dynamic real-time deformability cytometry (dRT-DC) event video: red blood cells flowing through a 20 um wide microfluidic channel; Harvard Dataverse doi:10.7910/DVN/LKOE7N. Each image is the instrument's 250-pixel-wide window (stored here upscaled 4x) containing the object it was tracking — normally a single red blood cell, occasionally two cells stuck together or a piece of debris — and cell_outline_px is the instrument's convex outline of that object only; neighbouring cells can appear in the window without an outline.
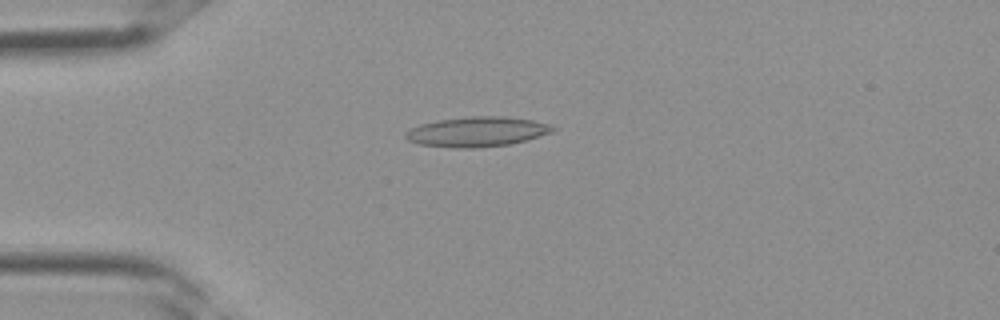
{"species": "Egyptian fruit bat (a non-hibernating species)", "species_latin": "Rousettus aegyptiacus", "temperature_condition": "room temperature", "stored_images_in_passage": 9, "camera_frame_rate_fps": 3000, "um_per_image_px": 0.085, "frame": {"image": 1, "passage_image": 3, "time_ms": 0.667, "image_size_px": [1000, 320], "cell_outline_px": [[556, 128], [552, 132], [524, 140], [508, 144], [476, 148], [456, 148], [420, 144], [408, 140], [404, 136], [404, 132], [420, 124], [436, 120], [472, 116], [504, 116], [532, 120], [548, 124]], "centroid_in_image_um": [40.51, 11.19], "position_along_channel_um": 44.5, "area_um2": 25.43}}
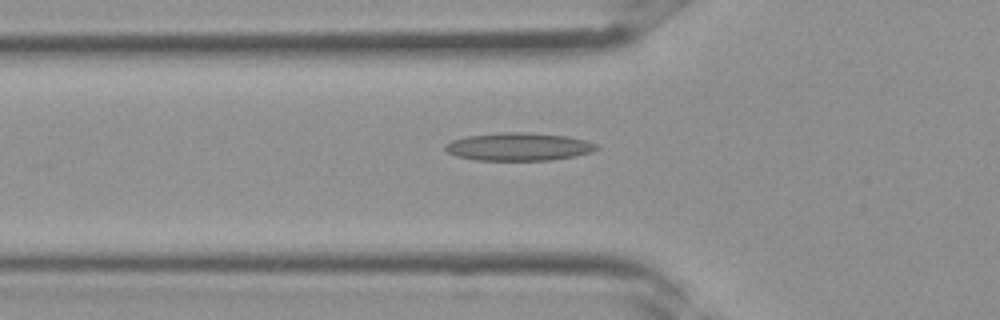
{"frame": {"image": 2, "passage_image": 6, "time_ms": 1.667, "image_size_px": [1000, 320], "cell_outline_px": [[600, 148], [592, 152], [576, 156], [548, 160], [476, 160], [456, 156], [448, 152], [444, 148], [452, 140], [468, 136], [500, 132], [524, 132], [568, 136], [600, 144]], "centroid_in_image_um": [44.14, 12.47], "position_along_channel_um": 81.7, "area_um2": 24.62}}
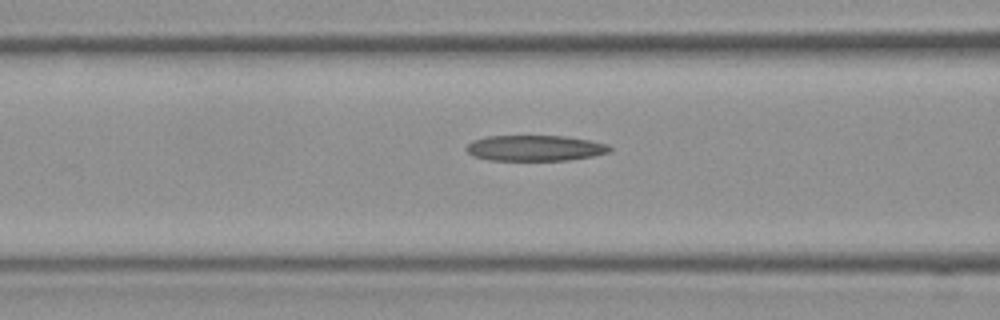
{"frame": {"image": 3, "passage_image": 8, "time_ms": 2.333, "image_size_px": [1000, 320], "cell_outline_px": [[612, 152], [592, 156], [568, 160], [488, 160], [472, 156], [464, 148], [472, 140], [488, 136], [564, 136], [588, 140], [608, 144], [612, 148]], "centroid_in_image_um": [45.46, 12.59], "position_along_channel_um": 121.1, "area_um2": 21.56}}